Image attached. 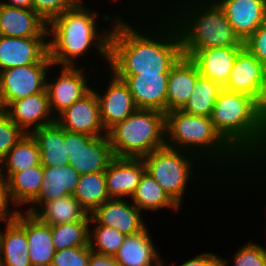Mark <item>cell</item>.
<instances>
[{"label":"cell","instance_id":"1","mask_svg":"<svg viewBox=\"0 0 266 266\" xmlns=\"http://www.w3.org/2000/svg\"><path fill=\"white\" fill-rule=\"evenodd\" d=\"M182 56L174 24L156 7L140 17H119L109 40L113 74H164Z\"/></svg>","mask_w":266,"mask_h":266},{"label":"cell","instance_id":"2","mask_svg":"<svg viewBox=\"0 0 266 266\" xmlns=\"http://www.w3.org/2000/svg\"><path fill=\"white\" fill-rule=\"evenodd\" d=\"M93 1L92 7L77 2L47 24L48 56L53 65L108 69L110 34L119 17L103 2L101 8Z\"/></svg>","mask_w":266,"mask_h":266},{"label":"cell","instance_id":"3","mask_svg":"<svg viewBox=\"0 0 266 266\" xmlns=\"http://www.w3.org/2000/svg\"><path fill=\"white\" fill-rule=\"evenodd\" d=\"M165 127L167 147L196 155L226 185L251 178L252 167L216 131L211 117L173 110L165 113Z\"/></svg>","mask_w":266,"mask_h":266},{"label":"cell","instance_id":"4","mask_svg":"<svg viewBox=\"0 0 266 266\" xmlns=\"http://www.w3.org/2000/svg\"><path fill=\"white\" fill-rule=\"evenodd\" d=\"M157 7L176 27L182 56L214 47H244L215 0H157Z\"/></svg>","mask_w":266,"mask_h":266},{"label":"cell","instance_id":"5","mask_svg":"<svg viewBox=\"0 0 266 266\" xmlns=\"http://www.w3.org/2000/svg\"><path fill=\"white\" fill-rule=\"evenodd\" d=\"M142 159L145 163L146 172L156 180L181 209L188 208L187 200L194 201L199 197L202 198L201 194L208 193L207 190L209 189H211V194L208 193L209 198L214 193H221L222 195L227 193L228 185L208 165L192 153L164 146L152 151ZM201 186L203 187L201 188ZM203 188L204 190H202ZM216 189H219V192H215ZM192 193L196 194L197 197L194 198L195 195Z\"/></svg>","mask_w":266,"mask_h":266},{"label":"cell","instance_id":"6","mask_svg":"<svg viewBox=\"0 0 266 266\" xmlns=\"http://www.w3.org/2000/svg\"><path fill=\"white\" fill-rule=\"evenodd\" d=\"M211 120L221 137L251 167L266 159V133L257 119L254 98L222 89Z\"/></svg>","mask_w":266,"mask_h":266},{"label":"cell","instance_id":"7","mask_svg":"<svg viewBox=\"0 0 266 266\" xmlns=\"http://www.w3.org/2000/svg\"><path fill=\"white\" fill-rule=\"evenodd\" d=\"M114 157L143 158L166 146L165 113L138 108L107 131Z\"/></svg>","mask_w":266,"mask_h":266},{"label":"cell","instance_id":"8","mask_svg":"<svg viewBox=\"0 0 266 266\" xmlns=\"http://www.w3.org/2000/svg\"><path fill=\"white\" fill-rule=\"evenodd\" d=\"M96 72L87 67L52 64L46 76V91L55 118L92 89Z\"/></svg>","mask_w":266,"mask_h":266},{"label":"cell","instance_id":"9","mask_svg":"<svg viewBox=\"0 0 266 266\" xmlns=\"http://www.w3.org/2000/svg\"><path fill=\"white\" fill-rule=\"evenodd\" d=\"M92 89L99 102L100 117L106 132L138 109L128 85L108 69L95 73Z\"/></svg>","mask_w":266,"mask_h":266},{"label":"cell","instance_id":"10","mask_svg":"<svg viewBox=\"0 0 266 266\" xmlns=\"http://www.w3.org/2000/svg\"><path fill=\"white\" fill-rule=\"evenodd\" d=\"M69 165L79 175L105 172L114 154L107 135L94 137L64 130Z\"/></svg>","mask_w":266,"mask_h":266},{"label":"cell","instance_id":"11","mask_svg":"<svg viewBox=\"0 0 266 266\" xmlns=\"http://www.w3.org/2000/svg\"><path fill=\"white\" fill-rule=\"evenodd\" d=\"M51 66L52 63H33L0 71V110L10 102L42 92Z\"/></svg>","mask_w":266,"mask_h":266},{"label":"cell","instance_id":"12","mask_svg":"<svg viewBox=\"0 0 266 266\" xmlns=\"http://www.w3.org/2000/svg\"><path fill=\"white\" fill-rule=\"evenodd\" d=\"M145 216L130 199H109L90 214V225H104L126 236L135 235L149 226L147 222H152Z\"/></svg>","mask_w":266,"mask_h":266},{"label":"cell","instance_id":"13","mask_svg":"<svg viewBox=\"0 0 266 266\" xmlns=\"http://www.w3.org/2000/svg\"><path fill=\"white\" fill-rule=\"evenodd\" d=\"M55 122L66 131L94 137L107 135L100 117L99 102L93 89L61 112L55 118Z\"/></svg>","mask_w":266,"mask_h":266},{"label":"cell","instance_id":"14","mask_svg":"<svg viewBox=\"0 0 266 266\" xmlns=\"http://www.w3.org/2000/svg\"><path fill=\"white\" fill-rule=\"evenodd\" d=\"M33 63H52L48 56V37L0 35V71Z\"/></svg>","mask_w":266,"mask_h":266},{"label":"cell","instance_id":"15","mask_svg":"<svg viewBox=\"0 0 266 266\" xmlns=\"http://www.w3.org/2000/svg\"><path fill=\"white\" fill-rule=\"evenodd\" d=\"M129 87L138 108L166 113L168 75L164 74H114Z\"/></svg>","mask_w":266,"mask_h":266},{"label":"cell","instance_id":"16","mask_svg":"<svg viewBox=\"0 0 266 266\" xmlns=\"http://www.w3.org/2000/svg\"><path fill=\"white\" fill-rule=\"evenodd\" d=\"M3 111L27 134L55 122L46 88L42 92L10 102Z\"/></svg>","mask_w":266,"mask_h":266},{"label":"cell","instance_id":"17","mask_svg":"<svg viewBox=\"0 0 266 266\" xmlns=\"http://www.w3.org/2000/svg\"><path fill=\"white\" fill-rule=\"evenodd\" d=\"M146 171L142 158L114 157L105 170L110 199H130Z\"/></svg>","mask_w":266,"mask_h":266},{"label":"cell","instance_id":"18","mask_svg":"<svg viewBox=\"0 0 266 266\" xmlns=\"http://www.w3.org/2000/svg\"><path fill=\"white\" fill-rule=\"evenodd\" d=\"M245 42L266 21V0H215Z\"/></svg>","mask_w":266,"mask_h":266},{"label":"cell","instance_id":"19","mask_svg":"<svg viewBox=\"0 0 266 266\" xmlns=\"http://www.w3.org/2000/svg\"><path fill=\"white\" fill-rule=\"evenodd\" d=\"M4 227H3V226ZM26 237V212L0 227V266H32Z\"/></svg>","mask_w":266,"mask_h":266},{"label":"cell","instance_id":"20","mask_svg":"<svg viewBox=\"0 0 266 266\" xmlns=\"http://www.w3.org/2000/svg\"><path fill=\"white\" fill-rule=\"evenodd\" d=\"M148 224L144 231L125 237L114 256L120 266H163L162 248L154 241L152 223Z\"/></svg>","mask_w":266,"mask_h":266},{"label":"cell","instance_id":"21","mask_svg":"<svg viewBox=\"0 0 266 266\" xmlns=\"http://www.w3.org/2000/svg\"><path fill=\"white\" fill-rule=\"evenodd\" d=\"M81 175L69 164L43 167V179L38 196L23 210L34 214L44 203L73 195Z\"/></svg>","mask_w":266,"mask_h":266},{"label":"cell","instance_id":"22","mask_svg":"<svg viewBox=\"0 0 266 266\" xmlns=\"http://www.w3.org/2000/svg\"><path fill=\"white\" fill-rule=\"evenodd\" d=\"M266 75V67L245 47L235 58L230 77L223 89L256 98Z\"/></svg>","mask_w":266,"mask_h":266},{"label":"cell","instance_id":"23","mask_svg":"<svg viewBox=\"0 0 266 266\" xmlns=\"http://www.w3.org/2000/svg\"><path fill=\"white\" fill-rule=\"evenodd\" d=\"M0 35L7 37H48L47 23L32 9L0 3Z\"/></svg>","mask_w":266,"mask_h":266},{"label":"cell","instance_id":"24","mask_svg":"<svg viewBox=\"0 0 266 266\" xmlns=\"http://www.w3.org/2000/svg\"><path fill=\"white\" fill-rule=\"evenodd\" d=\"M244 47H214L194 52L189 58L202 77L224 87L230 77L237 54Z\"/></svg>","mask_w":266,"mask_h":266},{"label":"cell","instance_id":"25","mask_svg":"<svg viewBox=\"0 0 266 266\" xmlns=\"http://www.w3.org/2000/svg\"><path fill=\"white\" fill-rule=\"evenodd\" d=\"M199 76L196 64L189 57L181 56L168 75L166 113L184 107Z\"/></svg>","mask_w":266,"mask_h":266},{"label":"cell","instance_id":"26","mask_svg":"<svg viewBox=\"0 0 266 266\" xmlns=\"http://www.w3.org/2000/svg\"><path fill=\"white\" fill-rule=\"evenodd\" d=\"M130 200L146 217L148 215L158 217V215L165 212L164 210H167L170 214H175V216L182 213V209L146 171L141 176L135 193Z\"/></svg>","mask_w":266,"mask_h":266},{"label":"cell","instance_id":"27","mask_svg":"<svg viewBox=\"0 0 266 266\" xmlns=\"http://www.w3.org/2000/svg\"><path fill=\"white\" fill-rule=\"evenodd\" d=\"M40 149V164L43 167H60L69 164L64 129L56 122L42 126L30 133Z\"/></svg>","mask_w":266,"mask_h":266},{"label":"cell","instance_id":"28","mask_svg":"<svg viewBox=\"0 0 266 266\" xmlns=\"http://www.w3.org/2000/svg\"><path fill=\"white\" fill-rule=\"evenodd\" d=\"M26 237L31 265L51 266L53 256L56 253L52 241L51 225L26 212Z\"/></svg>","mask_w":266,"mask_h":266},{"label":"cell","instance_id":"29","mask_svg":"<svg viewBox=\"0 0 266 266\" xmlns=\"http://www.w3.org/2000/svg\"><path fill=\"white\" fill-rule=\"evenodd\" d=\"M43 181L41 164L13 173L8 178V193L13 205L23 211L38 196Z\"/></svg>","mask_w":266,"mask_h":266},{"label":"cell","instance_id":"30","mask_svg":"<svg viewBox=\"0 0 266 266\" xmlns=\"http://www.w3.org/2000/svg\"><path fill=\"white\" fill-rule=\"evenodd\" d=\"M33 215L49 225L90 220V214L73 195L46 202Z\"/></svg>","mask_w":266,"mask_h":266},{"label":"cell","instance_id":"31","mask_svg":"<svg viewBox=\"0 0 266 266\" xmlns=\"http://www.w3.org/2000/svg\"><path fill=\"white\" fill-rule=\"evenodd\" d=\"M40 164V149L31 134H25L0 161V167L7 179L16 172H21Z\"/></svg>","mask_w":266,"mask_h":266},{"label":"cell","instance_id":"32","mask_svg":"<svg viewBox=\"0 0 266 266\" xmlns=\"http://www.w3.org/2000/svg\"><path fill=\"white\" fill-rule=\"evenodd\" d=\"M88 214L109 200L106 188L105 172L83 174L73 194Z\"/></svg>","mask_w":266,"mask_h":266},{"label":"cell","instance_id":"33","mask_svg":"<svg viewBox=\"0 0 266 266\" xmlns=\"http://www.w3.org/2000/svg\"><path fill=\"white\" fill-rule=\"evenodd\" d=\"M193 89V93L181 110L191 115L211 117L214 104L223 87L200 75Z\"/></svg>","mask_w":266,"mask_h":266},{"label":"cell","instance_id":"34","mask_svg":"<svg viewBox=\"0 0 266 266\" xmlns=\"http://www.w3.org/2000/svg\"><path fill=\"white\" fill-rule=\"evenodd\" d=\"M89 225L90 220L51 225L55 250L89 246Z\"/></svg>","mask_w":266,"mask_h":266},{"label":"cell","instance_id":"35","mask_svg":"<svg viewBox=\"0 0 266 266\" xmlns=\"http://www.w3.org/2000/svg\"><path fill=\"white\" fill-rule=\"evenodd\" d=\"M126 235L113 227L89 225V247L92 252L115 256Z\"/></svg>","mask_w":266,"mask_h":266},{"label":"cell","instance_id":"36","mask_svg":"<svg viewBox=\"0 0 266 266\" xmlns=\"http://www.w3.org/2000/svg\"><path fill=\"white\" fill-rule=\"evenodd\" d=\"M240 245L225 258L220 255V266H266V251L261 240L244 239ZM256 241V242H255Z\"/></svg>","mask_w":266,"mask_h":266},{"label":"cell","instance_id":"37","mask_svg":"<svg viewBox=\"0 0 266 266\" xmlns=\"http://www.w3.org/2000/svg\"><path fill=\"white\" fill-rule=\"evenodd\" d=\"M25 134L3 110H0V161Z\"/></svg>","mask_w":266,"mask_h":266},{"label":"cell","instance_id":"38","mask_svg":"<svg viewBox=\"0 0 266 266\" xmlns=\"http://www.w3.org/2000/svg\"><path fill=\"white\" fill-rule=\"evenodd\" d=\"M90 254L89 246L72 247L56 251L51 266H88Z\"/></svg>","mask_w":266,"mask_h":266},{"label":"cell","instance_id":"39","mask_svg":"<svg viewBox=\"0 0 266 266\" xmlns=\"http://www.w3.org/2000/svg\"><path fill=\"white\" fill-rule=\"evenodd\" d=\"M77 2V0H32V10L48 24L71 9Z\"/></svg>","mask_w":266,"mask_h":266},{"label":"cell","instance_id":"40","mask_svg":"<svg viewBox=\"0 0 266 266\" xmlns=\"http://www.w3.org/2000/svg\"><path fill=\"white\" fill-rule=\"evenodd\" d=\"M87 1V2H86ZM91 0H85V3H88L89 4V2H90ZM103 0H99V2H102ZM107 2V0H104L103 2H104V6L106 7V6H108V9L109 8H117V9H115L117 12H116V15L118 16V17H140V16H144V15H146V14H149V13H151L156 7H157V0H132V1H130V0H128V2H129V4L127 3V0H125L126 2H123L122 0H108V3L106 4V2ZM142 1V2H141ZM110 2V3H109ZM118 4V3H120V4H118V5H116V4ZM122 3L124 4V3H127V4H125V5H123L122 6ZM138 3V4H137ZM109 4V5H108ZM110 4H112V6L110 5ZM115 4V5H114ZM147 6H146V5ZM137 5V6H136ZM110 6V7H109ZM114 6V7H113ZM119 6V7H118ZM120 6H122L123 8H121V10L119 9L120 8ZM140 6V7H139ZM128 8V9H127ZM138 8V9H137ZM144 8V9H143ZM123 9V10H122ZM135 9V10H134ZM125 10V11H124ZM127 10V11H126ZM130 11V12H129ZM135 11V12H134ZM140 11H141V13H140ZM124 12V13H123ZM129 12V13H128ZM132 12H134V13H132ZM147 12V13H146ZM136 13V14H135ZM127 16H126V15ZM139 14V15H138ZM130 15H132V16H130Z\"/></svg>","mask_w":266,"mask_h":266},{"label":"cell","instance_id":"41","mask_svg":"<svg viewBox=\"0 0 266 266\" xmlns=\"http://www.w3.org/2000/svg\"><path fill=\"white\" fill-rule=\"evenodd\" d=\"M263 179V180H262ZM253 180V181H252ZM242 182H244V183H242ZM252 184H251V183ZM239 183V184H238ZM264 183V184H263ZM248 184H249V186L251 187H255V189L254 190H256L258 187H260V189L258 188L256 191H255V193H257V195H256V197L258 196V193H261V195H263L262 194V192H264V190H266V186H265V184H266V159H264V160H262V161H260V162H258L257 164H255L253 167H252V176H251V178H249V179H245V180H243V181H239V182H235V183H232V184H230V185H228L227 186V188H229V189H227V196L229 197V195H228V192L229 193H236L235 192V189L239 186V189L237 188L236 190L239 192H237L236 194H240L238 197L239 198H241V201H242V199H243V196H241V194L242 193H240L241 192V190L243 189V186H244V190L247 188V186H248ZM251 184V185H250ZM256 185H257V188H256ZM264 185V186H263ZM234 188H233V187ZM231 187V188H230ZM242 187V188H241ZM261 187H264L262 190V192L260 191L261 190ZM232 188H233V191H232ZM230 190V191H229ZM258 191H260V192H258ZM264 194H266L265 192H264Z\"/></svg>","mask_w":266,"mask_h":266},{"label":"cell","instance_id":"42","mask_svg":"<svg viewBox=\"0 0 266 266\" xmlns=\"http://www.w3.org/2000/svg\"><path fill=\"white\" fill-rule=\"evenodd\" d=\"M18 211L10 200L8 179L0 167V223L13 221Z\"/></svg>","mask_w":266,"mask_h":266},{"label":"cell","instance_id":"43","mask_svg":"<svg viewBox=\"0 0 266 266\" xmlns=\"http://www.w3.org/2000/svg\"><path fill=\"white\" fill-rule=\"evenodd\" d=\"M243 43L244 47L266 67V21Z\"/></svg>","mask_w":266,"mask_h":266},{"label":"cell","instance_id":"44","mask_svg":"<svg viewBox=\"0 0 266 266\" xmlns=\"http://www.w3.org/2000/svg\"><path fill=\"white\" fill-rule=\"evenodd\" d=\"M166 259L163 257V266H176L175 261H173L171 264L165 261ZM181 264L179 263V265L177 266H220V255L217 254V252H213V251H202L199 253H196V255L192 256L189 259H185L184 262L183 260H181ZM167 264V265H166Z\"/></svg>","mask_w":266,"mask_h":266},{"label":"cell","instance_id":"45","mask_svg":"<svg viewBox=\"0 0 266 266\" xmlns=\"http://www.w3.org/2000/svg\"><path fill=\"white\" fill-rule=\"evenodd\" d=\"M257 119L266 133V75L254 99Z\"/></svg>","mask_w":266,"mask_h":266},{"label":"cell","instance_id":"46","mask_svg":"<svg viewBox=\"0 0 266 266\" xmlns=\"http://www.w3.org/2000/svg\"><path fill=\"white\" fill-rule=\"evenodd\" d=\"M88 266H120L114 256L98 254L91 251Z\"/></svg>","mask_w":266,"mask_h":266},{"label":"cell","instance_id":"47","mask_svg":"<svg viewBox=\"0 0 266 266\" xmlns=\"http://www.w3.org/2000/svg\"><path fill=\"white\" fill-rule=\"evenodd\" d=\"M0 3L19 8L32 9V0H0Z\"/></svg>","mask_w":266,"mask_h":266},{"label":"cell","instance_id":"48","mask_svg":"<svg viewBox=\"0 0 266 266\" xmlns=\"http://www.w3.org/2000/svg\"><path fill=\"white\" fill-rule=\"evenodd\" d=\"M266 213V212H265ZM265 213H264V216H266L265 215ZM264 227L266 228V225H264ZM264 228V230L266 231V229ZM266 235V234H265ZM266 237V236H265ZM264 242H261L262 244H263V246H264V249H265V251H266V244H265V240H263ZM265 244V245H264Z\"/></svg>","mask_w":266,"mask_h":266},{"label":"cell","instance_id":"49","mask_svg":"<svg viewBox=\"0 0 266 266\" xmlns=\"http://www.w3.org/2000/svg\"><path fill=\"white\" fill-rule=\"evenodd\" d=\"M80 3H85V0H77Z\"/></svg>","mask_w":266,"mask_h":266}]
</instances>
